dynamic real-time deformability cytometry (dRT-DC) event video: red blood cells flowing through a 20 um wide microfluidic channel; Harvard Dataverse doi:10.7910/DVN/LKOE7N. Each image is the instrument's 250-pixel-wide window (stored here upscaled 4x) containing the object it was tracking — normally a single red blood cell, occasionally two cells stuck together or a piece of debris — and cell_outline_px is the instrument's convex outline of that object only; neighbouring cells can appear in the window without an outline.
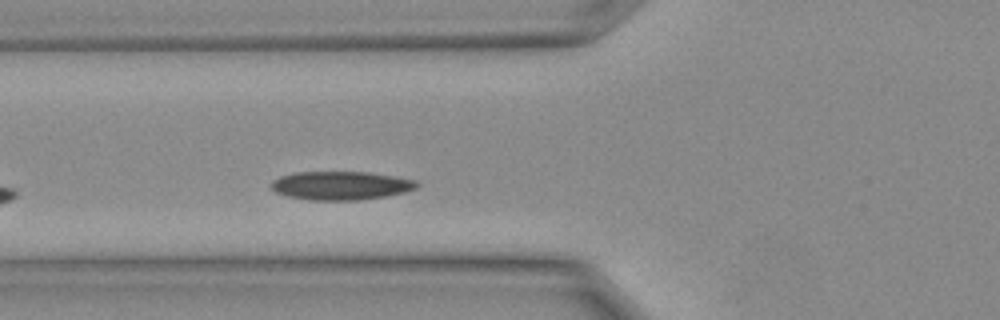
{"species": "Egyptian fruit bat (a non-hibernating species)", "species_latin": "Rousettus aegyptiacus", "temperature_condition": "warm", "stored_images_in_passage": 5, "camera_frame_rate_fps": 3000, "um_per_image_px": 0.085, "animal": {"sex": "female"}, "frame": {"image": 1, "passage_image": 4, "time_ms": 1.0, "image_size_px": [1000, 320], "cell_outline_px": [[420, 184], [416, 188], [404, 192], [384, 196], [360, 200], [308, 200], [288, 196], [276, 192], [268, 184], [272, 180], [280, 176], [296, 172], [368, 172], [396, 176], [416, 180]], "centroid_in_image_um": [28.96, 15.77], "position_along_channel_um": 96.8, "area_um2": 24.33}}